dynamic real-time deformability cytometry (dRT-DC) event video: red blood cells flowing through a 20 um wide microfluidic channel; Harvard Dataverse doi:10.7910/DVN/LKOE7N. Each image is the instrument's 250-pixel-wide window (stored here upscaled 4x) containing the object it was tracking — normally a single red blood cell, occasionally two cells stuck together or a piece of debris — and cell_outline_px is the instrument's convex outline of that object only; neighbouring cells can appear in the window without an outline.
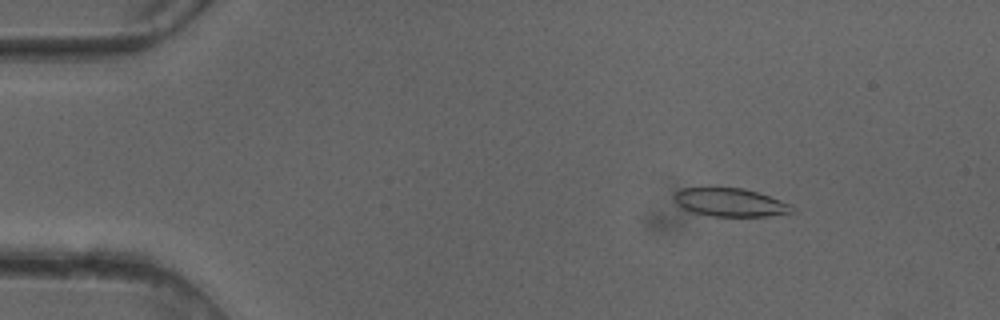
{"species": "common noctule bat (a hibernating species)", "species_latin": "Nyctalus noctula", "temperature_condition": "cold", "stored_images_in_passage": 50, "camera_frame_rate_fps": 3000, "um_per_image_px": 0.085, "animal": {"sex": "female"}, "frame": {"image": 1, "passage_image": 7, "time_ms": 2.0, "image_size_px": [1000, 320], "cell_outline_px": [[792, 212], [768, 216], [712, 216], [692, 212], [684, 208], [676, 200], [676, 192], [684, 188], [744, 188], [792, 204]], "centroid_in_image_um": [62.1, 17.21], "position_along_channel_um": 22.9, "area_um2": 18.9}}
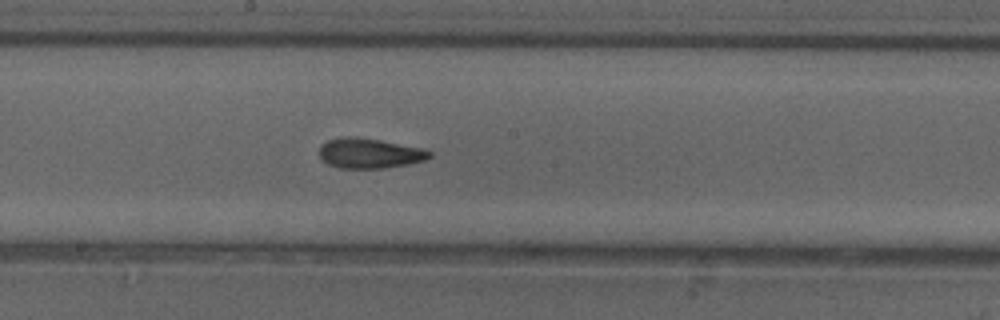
{"frame": {"image": 2, "passage_image": 27, "time_ms": 8.667, "image_size_px": [1000, 320], "cell_outline_px": [[432, 156], [424, 160], [408, 164], [384, 168], [340, 168], [328, 164], [320, 160], [320, 144], [328, 140], [344, 136], [356, 136], [380, 140], [424, 148], [432, 152]], "centroid_in_image_um": [31.4, 13.02], "position_along_channel_um": 216.8, "area_um2": 19.48}}
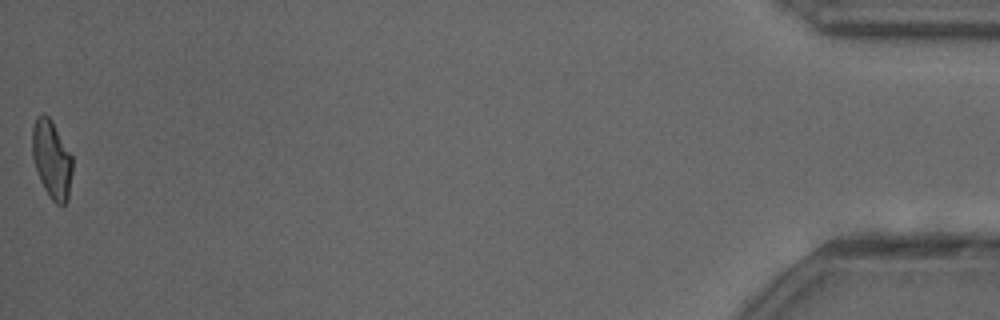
{"frame": {"image": 3, "passage_image": 50, "time_ms": 16.333, "image_size_px": [1000, 320], "cell_outline_px": [[72, 172], [68, 200], [64, 204], [56, 204], [52, 200], [44, 188], [40, 180], [32, 156], [32, 128], [36, 116], [44, 112], [52, 120], [72, 156]], "centroid_in_image_um": [4.39, 13.52], "position_along_channel_um": 430.8, "area_um2": 18.32}, "authors_computed_cell_mechanics": {"area_um2": 19.4497, "velocity_mm_per_s": 4.1138, "shape_relaxation_time_tau1_ms": 8.4806, "shape_relaxation_time_tau2_ms": 2.186, "deformation_change_tau1": 0.2297, "deformation_change_tau2": 0.0931}}